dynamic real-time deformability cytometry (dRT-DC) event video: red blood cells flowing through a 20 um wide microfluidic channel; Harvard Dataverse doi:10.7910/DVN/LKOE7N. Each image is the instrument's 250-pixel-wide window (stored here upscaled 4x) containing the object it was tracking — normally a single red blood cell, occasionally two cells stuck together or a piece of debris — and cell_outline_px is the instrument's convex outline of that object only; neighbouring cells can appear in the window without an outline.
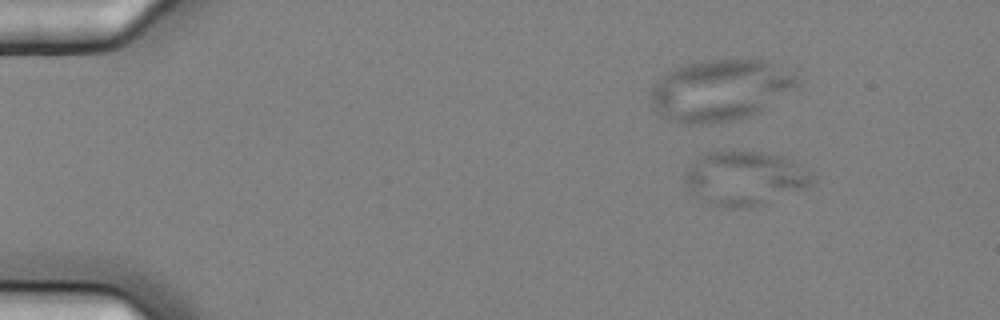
{"species": "common noctule bat (a hibernating species)", "species_latin": "Nyctalus noctula", "temperature_condition": "cold", "stored_images_in_passage": 6, "camera_frame_rate_fps": 3000, "um_per_image_px": 0.085, "animal": {"sex": "female", "body_mass_g": 25.1}, "frame": {"image": 1, "passage_image": 3, "time_ms": 0.667, "image_size_px": [1000, 320], "cell_outline_px": [[816, 184], [752, 208], [732, 208], [716, 204], [688, 192], [684, 180], [684, 172], [696, 160], [712, 152], [760, 152], [780, 156], [792, 160], [812, 172], [816, 176]], "centroid_in_image_um": [63.37, 15.16], "position_along_channel_um": 21.6, "area_um2": 39.82}}